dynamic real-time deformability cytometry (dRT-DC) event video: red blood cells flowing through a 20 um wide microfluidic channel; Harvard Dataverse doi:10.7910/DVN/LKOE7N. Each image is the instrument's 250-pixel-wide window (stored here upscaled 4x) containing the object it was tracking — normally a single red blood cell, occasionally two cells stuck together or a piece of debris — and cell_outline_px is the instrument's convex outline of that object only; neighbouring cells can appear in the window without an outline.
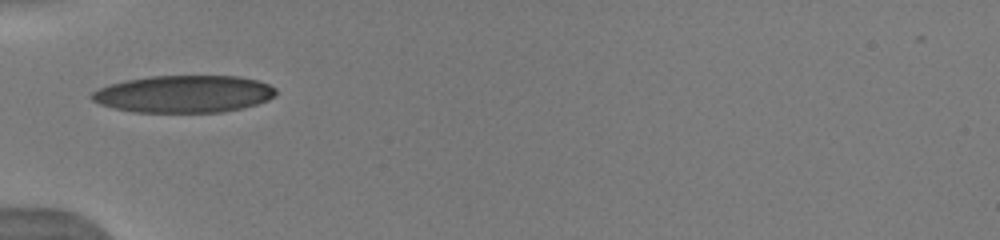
{"species": "human", "species_latin": "Homo sapiens", "temperature_condition": "warm", "stored_images_in_passage": 13, "camera_frame_rate_fps": 3000, "um_per_image_px": 0.085, "donor": {"sex": "male"}, "frame": {"image": 1, "passage_image": 1, "time_ms": 0.0, "image_size_px": [1000, 240], "cell_outline_px": [[276, 96], [268, 100], [256, 104], [240, 108], [220, 112], [132, 112], [100, 104], [92, 100], [88, 96], [92, 92], [108, 84], [124, 80], [148, 76], [240, 76], [260, 80], [276, 88]], "centroid_in_image_um": [15.63, 7.98], "position_along_channel_um": 69.4, "area_um2": 40.17}}